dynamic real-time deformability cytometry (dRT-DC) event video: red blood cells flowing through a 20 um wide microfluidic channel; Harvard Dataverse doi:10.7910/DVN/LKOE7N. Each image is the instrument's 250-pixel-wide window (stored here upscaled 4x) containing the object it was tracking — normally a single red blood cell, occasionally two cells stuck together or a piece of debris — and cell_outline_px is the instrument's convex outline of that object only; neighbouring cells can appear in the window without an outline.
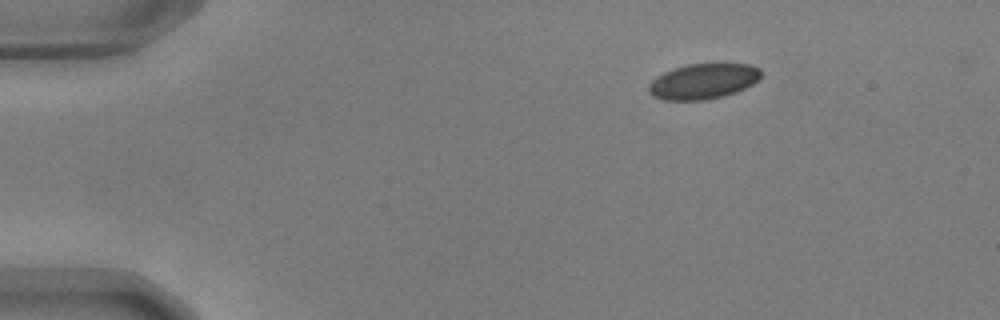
{"species": "common noctule bat (a hibernating species)", "species_latin": "Nyctalus noctula", "temperature_condition": "warm", "stored_images_in_passage": 48, "camera_frame_rate_fps": 3000, "um_per_image_px": 0.085, "animal": {"sex": "male", "body_mass_g": 17.9, "forearm_length_mm": 54.2}, "frame": {"image": 1, "passage_image": 1, "time_ms": 0.0, "image_size_px": [1000, 320], "cell_outline_px": [[760, 80], [736, 92], [724, 96], [708, 100], [664, 100], [652, 96], [648, 92], [648, 84], [656, 76], [672, 68], [688, 64], [748, 64], [760, 68]], "centroid_in_image_um": [59.74, 6.92], "position_along_channel_um": 25.3, "area_um2": 23.35}}
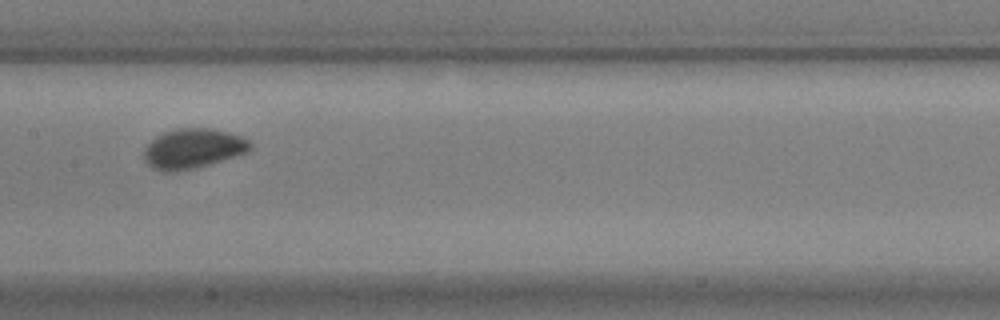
{"frame": {"image": 2, "passage_image": 21, "time_ms": 6.667, "image_size_px": [1000, 320], "cell_outline_px": [[252, 148], [248, 152], [196, 168], [172, 172], [160, 172], [152, 168], [144, 160], [144, 148], [156, 136], [164, 132], [176, 128], [208, 128], [240, 136], [248, 140], [252, 144]], "centroid_in_image_um": [16.37, 12.64], "position_along_channel_um": 191.0, "area_um2": 24.62}}
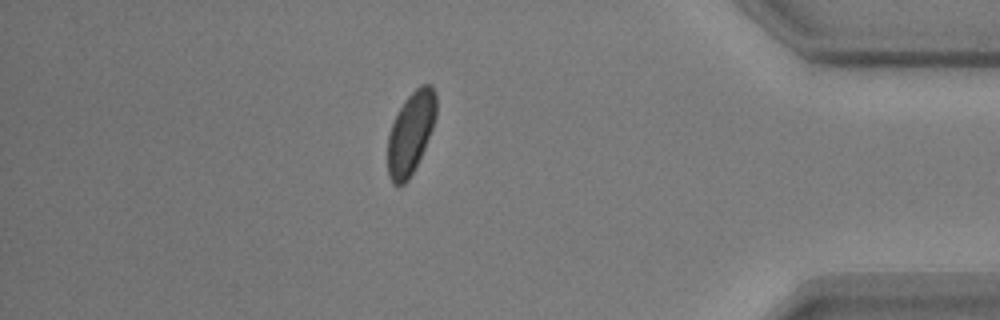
{"frame": {"image": 3, "passage_image": 41, "time_ms": 13.333, "image_size_px": [1000, 320], "cell_outline_px": [[436, 116], [432, 128], [424, 148], [408, 180], [400, 188], [396, 188], [392, 184], [388, 176], [388, 136], [392, 124], [404, 100], [420, 84], [432, 84], [436, 92]], "centroid_in_image_um": [34.9, 11.31], "position_along_channel_um": 400.3, "area_um2": 23.18}, "authors_computed_cell_mechanics": {"area_um2": 23.6691, "velocity_mm_per_s": 3.6442, "shape_relaxation_time_tau1_ms": 5.2219, "shape_relaxation_time_tau2_ms": null, "deformation_change_tau1": 0.1006, "deformation_change_tau2": null}}